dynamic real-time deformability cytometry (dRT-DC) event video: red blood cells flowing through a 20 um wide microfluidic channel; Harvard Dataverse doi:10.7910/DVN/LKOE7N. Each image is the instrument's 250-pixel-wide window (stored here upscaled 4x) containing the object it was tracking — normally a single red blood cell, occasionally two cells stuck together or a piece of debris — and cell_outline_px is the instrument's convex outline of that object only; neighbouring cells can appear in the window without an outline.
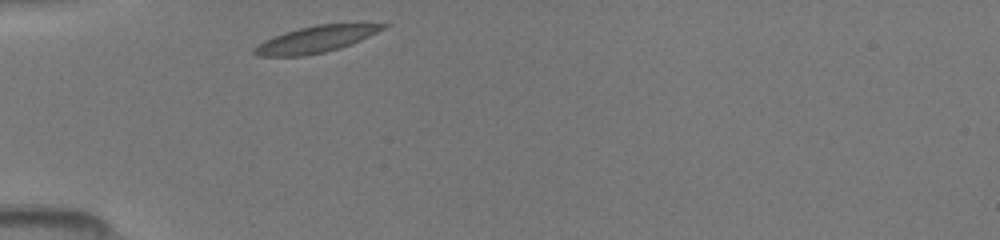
{"species": "common noctule bat (a hibernating species)", "species_latin": "Nyctalus noctula", "temperature_condition": "room temperature", "stored_images_in_passage": 28, "camera_frame_rate_fps": 3000, "um_per_image_px": 0.085, "animal": {"sex": "female", "body_mass_g": 19.5, "forearm_length_mm": 54.1}, "frame": {"image": 1, "passage_image": 1, "time_ms": 0.0, "image_size_px": [1000, 240], "cell_outline_px": [[392, 24], [360, 40], [340, 48], [324, 52], [304, 56], [256, 56], [252, 52], [252, 48], [264, 40], [284, 32], [316, 24]], "centroid_in_image_um": [26.76, 3.35], "position_along_channel_um": 58.2, "area_um2": 19.65}}
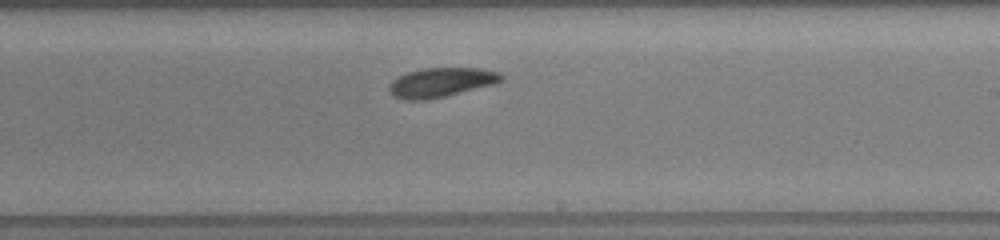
{"frame": {"image": 2, "passage_image": 16, "time_ms": 5.0, "image_size_px": [1000, 240], "cell_outline_px": [[504, 80], [496, 84], [444, 96], [424, 100], [404, 100], [396, 96], [388, 88], [388, 84], [392, 80], [408, 72], [424, 68], [480, 68], [500, 72], [504, 76]], "centroid_in_image_um": [37.54, 6.99], "position_along_channel_um": 251.5, "area_um2": 19.13}}
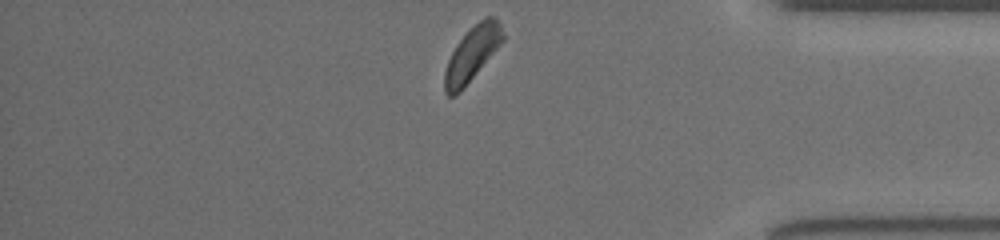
{"frame": {"image": 3, "passage_image": 28, "time_ms": 9.0, "image_size_px": [1000, 240], "cell_outline_px": [[504, 40], [460, 92], [456, 96], [448, 96], [444, 92], [444, 72], [448, 60], [456, 44], [484, 16], [492, 16], [500, 24], [504, 36]], "centroid_in_image_um": [40.1, 4.61], "position_along_channel_um": 395.1, "area_um2": 18.03}}